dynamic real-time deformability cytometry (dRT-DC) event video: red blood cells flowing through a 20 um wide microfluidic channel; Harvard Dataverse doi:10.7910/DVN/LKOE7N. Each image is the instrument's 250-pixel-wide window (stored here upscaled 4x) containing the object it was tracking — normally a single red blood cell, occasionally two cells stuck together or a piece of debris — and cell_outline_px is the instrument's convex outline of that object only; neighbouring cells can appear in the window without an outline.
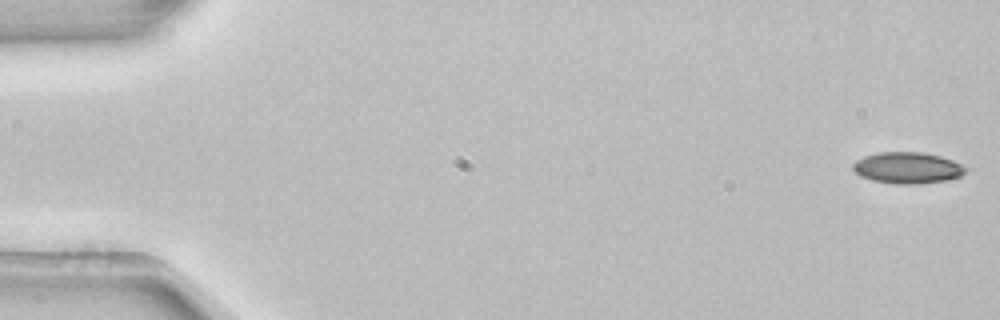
{"species": "common noctule bat (a hibernating species)", "species_latin": "Nyctalus noctula", "temperature_condition": "room temperature", "stored_images_in_passage": 53, "camera_frame_rate_fps": 3000, "um_per_image_px": 0.085, "animal": {"sex": "female", "body_mass_g": 22.7, "forearm_length_mm": 54.2}, "frame": {"image": 1, "passage_image": 1, "time_ms": 0.0, "image_size_px": [1000, 320], "cell_outline_px": [[968, 168], [960, 176], [944, 180], [920, 184], [896, 184], [872, 180], [860, 176], [852, 168], [852, 164], [856, 160], [864, 156], [880, 152], [920, 152], [940, 156], [952, 160]], "centroid_in_image_um": [77.11, 14.26], "position_along_channel_um": 7.9, "area_um2": 20.46}}
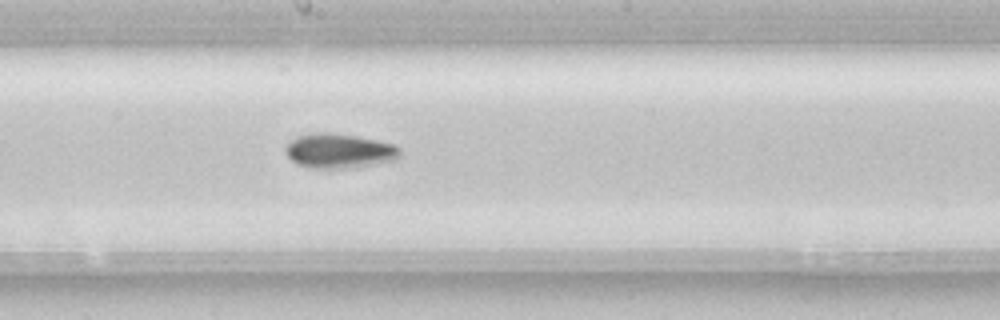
{"frame": {"image": 2, "passage_image": 29, "time_ms": 9.333, "image_size_px": [1000, 320], "cell_outline_px": [[400, 156], [396, 160], [352, 168], [312, 168], [296, 164], [284, 152], [284, 148], [296, 136], [316, 132], [328, 132], [356, 136], [396, 144], [400, 148]], "centroid_in_image_um": [28.84, 12.82], "position_along_channel_um": 219.4, "area_um2": 23.24}}
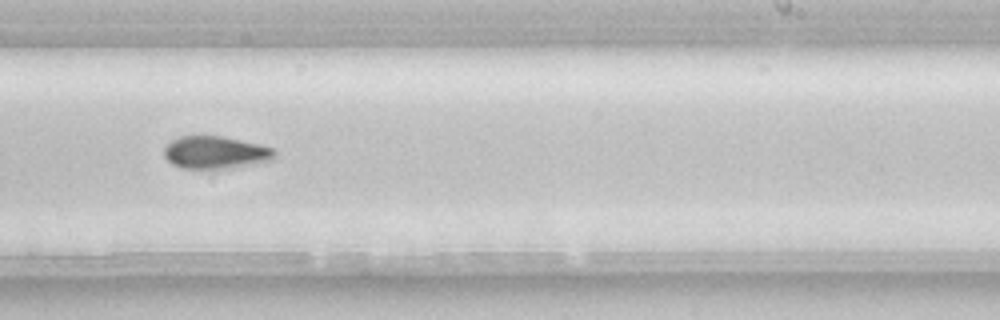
{"frame": {"image": 3, "passage_image": 33, "time_ms": 10.667, "image_size_px": [1000, 320], "cell_outline_px": [[276, 160], [224, 168], [180, 168], [172, 164], [164, 156], [164, 148], [172, 140], [180, 136], [224, 136], [260, 144], [272, 148], [276, 152]], "centroid_in_image_um": [18.33, 12.95], "position_along_channel_um": 270.7, "area_um2": 20.92}, "authors_computed_cell_mechanics": {"area_um2": 20.8658, "velocity_mm_per_s": 3.8761, "shape_relaxation_time_tau1_ms": 5.0033, "shape_relaxation_time_tau2_ms": null, "deformation_change_tau1": 0.1192, "deformation_change_tau2": null}}